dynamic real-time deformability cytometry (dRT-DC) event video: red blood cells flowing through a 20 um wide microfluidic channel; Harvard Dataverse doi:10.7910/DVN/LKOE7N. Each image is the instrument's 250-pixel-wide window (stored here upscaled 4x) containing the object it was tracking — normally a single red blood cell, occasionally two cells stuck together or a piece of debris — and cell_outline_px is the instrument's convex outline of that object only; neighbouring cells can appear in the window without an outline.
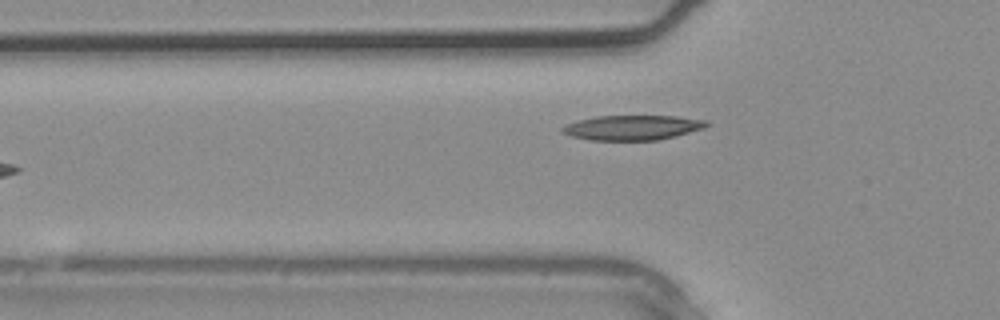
{"species": "common noctule bat (a hibernating species)", "species_latin": "Nyctalus noctula", "temperature_condition": "warm", "stored_images_in_passage": 4, "camera_frame_rate_fps": 3000, "um_per_image_px": 0.085, "animal": {"sex": "male", "body_mass_g": 20.4}, "frame": {"image": 1, "passage_image": 4, "time_ms": 1.0, "image_size_px": [1000, 320], "cell_outline_px": [[712, 124], [704, 128], [676, 136], [656, 140], [592, 140], [572, 136], [560, 132], [560, 128], [564, 124], [596, 116], [676, 116], [708, 120]], "centroid_in_image_um": [53.78, 10.84], "position_along_channel_um": 72.0, "area_um2": 20.98}}